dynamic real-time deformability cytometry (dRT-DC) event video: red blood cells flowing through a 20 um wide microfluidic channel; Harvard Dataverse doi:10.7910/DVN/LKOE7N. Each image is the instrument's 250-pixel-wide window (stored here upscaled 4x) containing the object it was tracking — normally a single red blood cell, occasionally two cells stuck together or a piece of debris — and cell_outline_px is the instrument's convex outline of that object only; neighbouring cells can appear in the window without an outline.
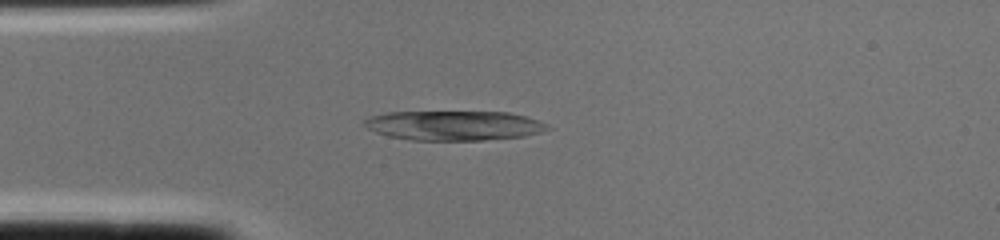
{"species": "common noctule bat (a hibernating species)", "species_latin": "Nyctalus noctula", "temperature_condition": "cold", "stored_images_in_passage": 1, "camera_frame_rate_fps": 3000, "um_per_image_px": 0.085, "animal": {"sex": "female", "body_mass_g": 22.0, "forearm_length_mm": 56.7}, "frame": {"image": 1, "passage_image": 1, "time_ms": 0.0, "image_size_px": [1000, 240], "cell_outline_px": [[552, 128], [540, 132], [524, 136], [484, 140], [412, 140], [388, 136], [376, 132], [360, 124], [364, 120], [372, 116], [388, 112], [508, 112], [524, 116], [548, 124]], "centroid_in_image_um": [38.57, 10.67], "position_along_channel_um": 46.4, "area_um2": 31.56}}